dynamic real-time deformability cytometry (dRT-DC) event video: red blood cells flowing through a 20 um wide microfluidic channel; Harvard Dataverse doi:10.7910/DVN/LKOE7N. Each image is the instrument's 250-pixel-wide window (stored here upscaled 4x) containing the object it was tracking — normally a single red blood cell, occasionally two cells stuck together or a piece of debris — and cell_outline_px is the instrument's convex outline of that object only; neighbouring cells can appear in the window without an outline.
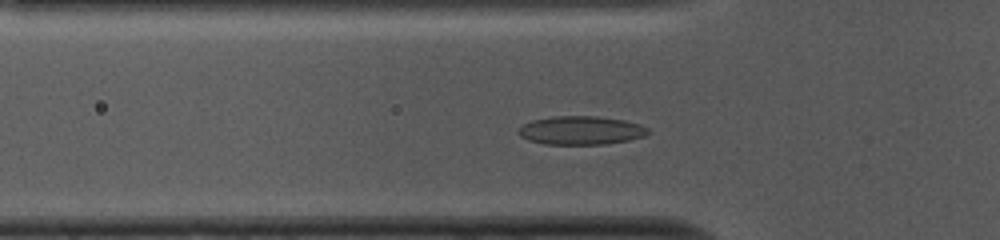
{"species": "common noctule bat (a hibernating species)", "species_latin": "Nyctalus noctula", "temperature_condition": "cold", "stored_images_in_passage": 51, "camera_frame_rate_fps": 3000, "um_per_image_px": 0.085, "animal": {"sex": "female", "body_mass_g": 10.0, "forearm_length_mm": 53.1}, "frame": {"image": 1, "passage_image": 13, "time_ms": 4.0, "image_size_px": [1000, 240], "cell_outline_px": [[652, 132], [644, 136], [628, 140], [604, 144], [544, 144], [528, 140], [520, 136], [516, 132], [524, 124], [532, 120], [552, 116], [596, 116], [624, 120], [640, 124], [648, 128]], "centroid_in_image_um": [49.38, 11.08], "position_along_channel_um": 76.4, "area_um2": 21.62}}
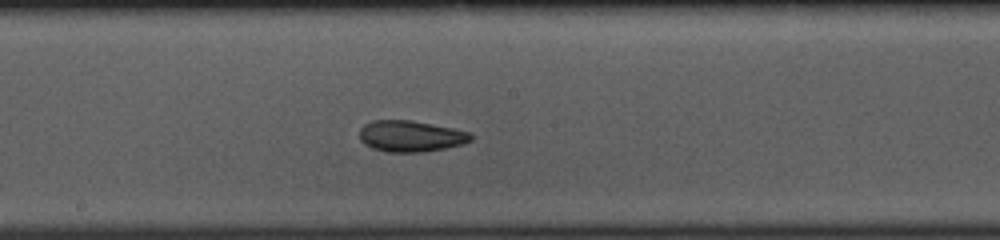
{"frame": {"image": 2, "passage_image": 24, "time_ms": 7.667, "image_size_px": [1000, 240], "cell_outline_px": [[472, 140], [464, 144], [424, 152], [388, 152], [372, 148], [364, 144], [360, 140], [360, 128], [364, 124], [372, 120], [412, 120], [472, 132]], "centroid_in_image_um": [34.91, 11.57], "position_along_channel_um": 213.3, "area_um2": 20.4}}
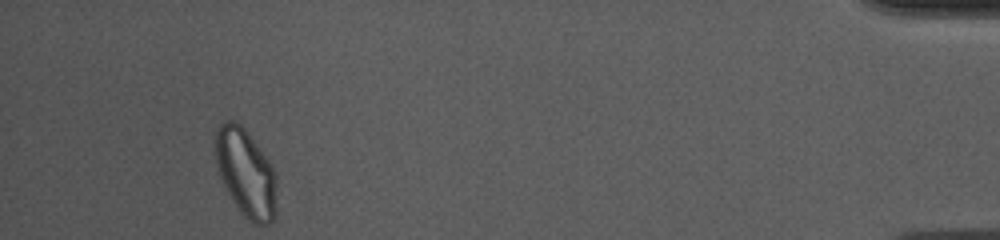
{"frame": {"image": 3, "passage_image": 46, "time_ms": 15.0, "image_size_px": [1000, 240], "cell_outline_px": [[276, 212], [272, 220], [268, 224], [252, 224], [240, 212], [228, 192], [220, 176], [216, 164], [212, 144], [216, 128], [224, 120], [236, 120], [248, 132], [272, 164], [276, 176]], "centroid_in_image_um": [20.87, 14.65], "position_along_channel_um": 414.3, "area_um2": 31.96}}